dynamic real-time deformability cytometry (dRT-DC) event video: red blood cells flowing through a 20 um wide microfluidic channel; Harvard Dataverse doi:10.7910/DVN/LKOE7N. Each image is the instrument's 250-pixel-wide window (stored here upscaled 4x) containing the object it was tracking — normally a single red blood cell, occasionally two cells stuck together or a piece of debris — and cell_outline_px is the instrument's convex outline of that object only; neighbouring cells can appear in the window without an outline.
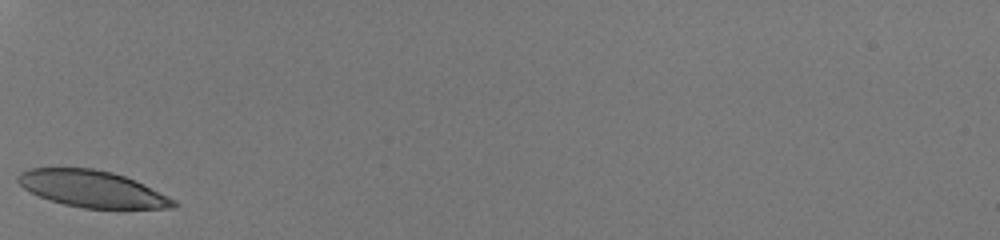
{"species": "human", "species_latin": "Homo sapiens", "temperature_condition": "room temperature", "stored_images_in_passage": 28, "camera_frame_rate_fps": 3000, "um_per_image_px": 0.085, "donor": {"sex": "male"}, "frame": {"image": 1, "passage_image": 1, "time_ms": 0.0, "image_size_px": [1000, 240], "cell_outline_px": [[180, 204], [172, 208], [84, 208], [64, 204], [40, 196], [24, 188], [16, 180], [16, 176], [20, 172], [28, 168], [92, 168], [112, 172], [124, 176], [168, 196], [176, 200]], "centroid_in_image_um": [7.82, 16.05], "position_along_channel_um": 77.2, "area_um2": 32.83}}
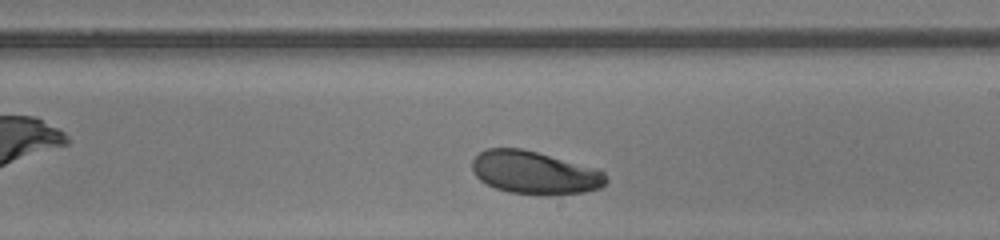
{"frame": {"image": 2, "passage_image": 14, "time_ms": 4.333, "image_size_px": [1000, 240], "cell_outline_px": [[608, 180], [600, 188], [584, 192], [508, 192], [496, 188], [480, 180], [472, 172], [472, 160], [480, 152], [488, 148], [520, 148], [600, 168], [604, 172]], "centroid_in_image_um": [45.44, 14.62], "position_along_channel_um": 243.6, "area_um2": 32.71}}
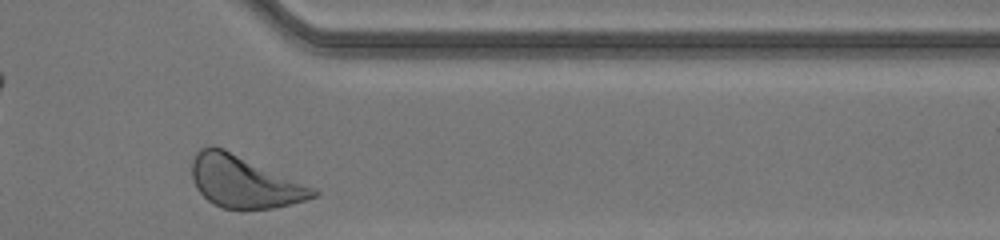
{"frame": {"image": 3, "passage_image": 25, "time_ms": 8.0, "image_size_px": [1000, 240], "cell_outline_px": [[320, 192], [316, 196], [304, 200], [272, 208], [240, 212], [224, 208], [212, 204], [196, 188], [192, 180], [192, 160], [196, 152], [200, 148], [224, 148], [316, 188]], "centroid_in_image_um": [20.75, 15.49], "position_along_channel_um": 390.6, "area_um2": 36.93}, "authors_computed_cell_mechanics": {"area_um2": 33.9575, "velocity_mm_per_s": 4.0086, "shape_relaxation_time_tau1_ms": 1.5829, "shape_relaxation_time_tau2_ms": null, "deformation_change_tau1": 0.1012, "deformation_change_tau2": null}}